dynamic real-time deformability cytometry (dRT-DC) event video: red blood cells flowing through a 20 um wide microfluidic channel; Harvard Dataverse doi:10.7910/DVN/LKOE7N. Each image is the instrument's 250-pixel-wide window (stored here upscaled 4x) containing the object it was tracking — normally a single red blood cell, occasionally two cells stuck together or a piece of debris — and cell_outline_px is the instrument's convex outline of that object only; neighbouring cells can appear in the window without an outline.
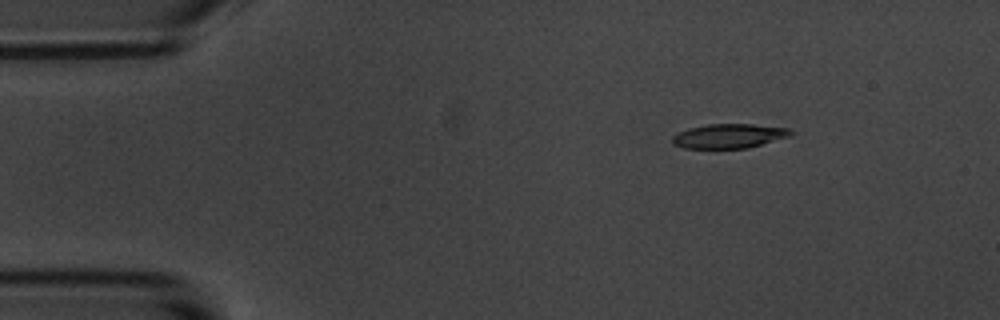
{"species": "common noctule bat (a hibernating species)", "species_latin": "Nyctalus noctula", "temperature_condition": "room temperature", "stored_images_in_passage": 5, "camera_frame_rate_fps": 3000, "um_per_image_px": 0.085, "animal": {"sex": "male", "body_mass_g": 20.1, "forearm_length_mm": 53.5}, "frame": {"image": 1, "passage_image": 2, "time_ms": 1.333, "image_size_px": [1000, 320], "cell_outline_px": [[796, 132], [792, 136], [748, 148], [684, 148], [672, 144], [672, 136], [688, 128], [708, 124], [752, 124], [792, 128]], "centroid_in_image_um": [62.04, 11.55], "position_along_channel_um": 23.0, "area_um2": 17.05}}
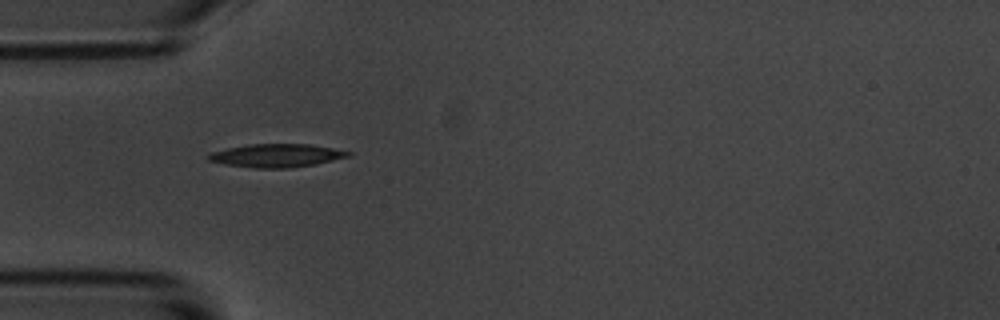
{"frame": {"image": 2, "passage_image": 4, "time_ms": 4.333, "image_size_px": [1000, 320], "cell_outline_px": [[352, 156], [316, 164], [288, 168], [252, 168], [224, 164], [208, 160], [208, 152], [224, 148], [248, 144], [308, 144], [332, 148], [352, 152]], "centroid_in_image_um": [23.47, 13.22], "position_along_channel_um": 61.5, "area_um2": 19.13}}